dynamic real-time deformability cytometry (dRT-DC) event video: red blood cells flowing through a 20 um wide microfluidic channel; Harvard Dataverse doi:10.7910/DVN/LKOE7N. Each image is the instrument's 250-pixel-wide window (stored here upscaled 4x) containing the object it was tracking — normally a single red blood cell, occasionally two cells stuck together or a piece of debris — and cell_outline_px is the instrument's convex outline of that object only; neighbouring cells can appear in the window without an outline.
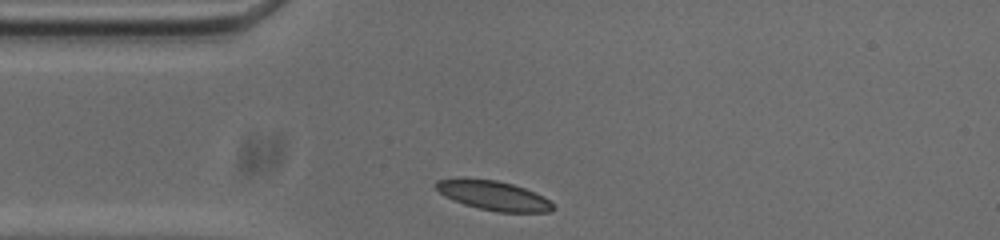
{"species": "common noctule bat (a hibernating species)", "species_latin": "Nyctalus noctula", "temperature_condition": "cold", "stored_images_in_passage": 30, "camera_frame_rate_fps": 3000, "um_per_image_px": 0.085, "animal": {"sex": "male", "body_mass_g": 20.0, "forearm_length_mm": 53.3}, "frame": {"image": 1, "passage_image": 1, "time_ms": 0.0, "image_size_px": [1000, 240], "cell_outline_px": [[556, 208], [552, 212], [500, 212], [480, 208], [464, 204], [444, 196], [432, 184], [436, 180], [496, 180], [512, 184], [524, 188], [544, 196]], "centroid_in_image_um": [42.0, 16.65], "position_along_channel_um": 43.0, "area_um2": 19.54}}
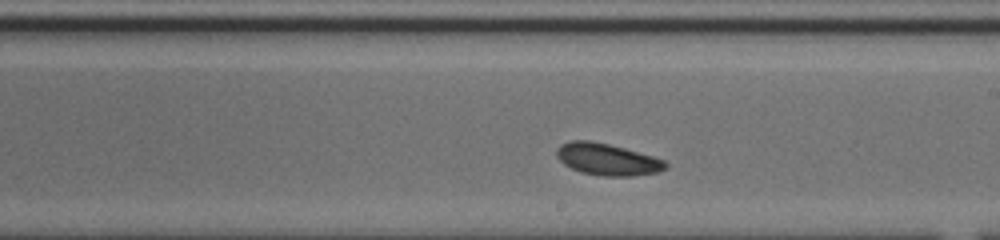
{"frame": {"image": 2, "passage_image": 18, "time_ms": 5.667, "image_size_px": [1000, 240], "cell_outline_px": [[668, 168], [656, 172], [632, 176], [600, 176], [580, 172], [564, 164], [556, 156], [556, 148], [560, 144], [572, 140], [588, 140], [608, 144], [624, 148], [652, 156], [664, 160], [668, 164]], "centroid_in_image_um": [51.59, 13.55], "position_along_channel_um": 237.4, "area_um2": 20.17}}
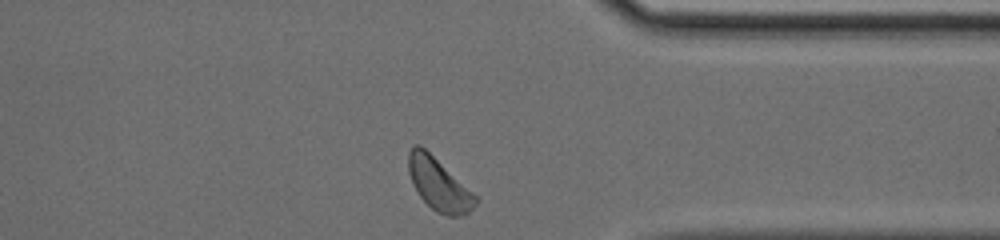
{"frame": {"image": 3, "passage_image": 30, "time_ms": 9.667, "image_size_px": [1000, 240], "cell_outline_px": [[480, 200], [464, 216], [448, 216], [436, 212], [420, 196], [412, 184], [408, 172], [408, 152], [416, 144], [420, 144], [472, 192]], "centroid_in_image_um": [37.28, 15.68], "position_along_channel_um": 374.1, "area_um2": 20.11}, "authors_computed_cell_mechanics": {"area_um2": 19.941, "velocity_mm_per_s": 3.6587, "shape_relaxation_time_tau1_ms": 5.3096, "shape_relaxation_time_tau2_ms": null, "deformation_change_tau1": 0.1199, "deformation_change_tau2": null}}